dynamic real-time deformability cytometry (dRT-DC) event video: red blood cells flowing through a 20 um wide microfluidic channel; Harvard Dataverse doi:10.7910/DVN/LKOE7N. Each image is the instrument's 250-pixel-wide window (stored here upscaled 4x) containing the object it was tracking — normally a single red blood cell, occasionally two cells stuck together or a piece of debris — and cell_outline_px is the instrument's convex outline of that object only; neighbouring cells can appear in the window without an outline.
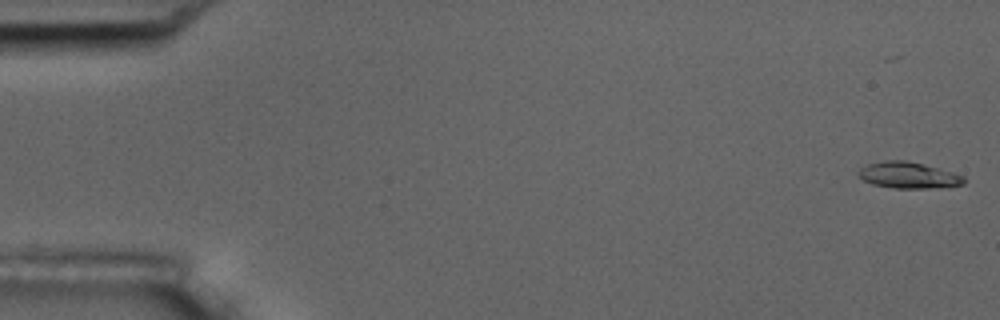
{"species": "common noctule bat (a hibernating species)", "species_latin": "Nyctalus noctula", "temperature_condition": "room temperature", "stored_images_in_passage": 55, "camera_frame_rate_fps": 3000, "um_per_image_px": 0.085, "animal": {"sex": "male", "body_mass_g": 17.5, "forearm_length_mm": 52.3}, "frame": {"image": 1, "passage_image": 1, "time_ms": 0.0, "image_size_px": [1000, 320], "cell_outline_px": [[964, 184], [928, 188], [892, 188], [872, 184], [864, 180], [856, 172], [860, 168], [868, 164], [884, 160], [904, 160], [952, 172], [964, 176]], "centroid_in_image_um": [77.16, 14.89], "position_along_channel_um": 7.8, "area_um2": 15.84}}
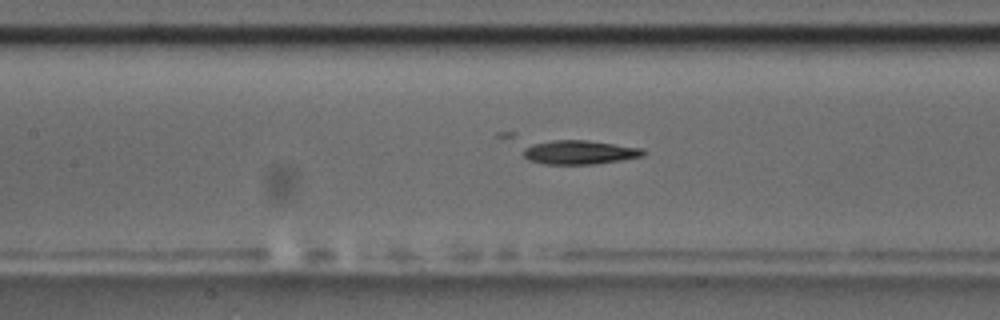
{"frame": {"image": 2, "passage_image": 25, "time_ms": 8.0, "image_size_px": [1000, 320], "cell_outline_px": [[648, 152], [644, 156], [596, 164], [544, 164], [528, 160], [524, 156], [524, 148], [532, 144], [552, 140], [584, 140], [644, 148]], "centroid_in_image_um": [49.29, 12.95], "position_along_channel_um": 158.1, "area_um2": 16.76}}
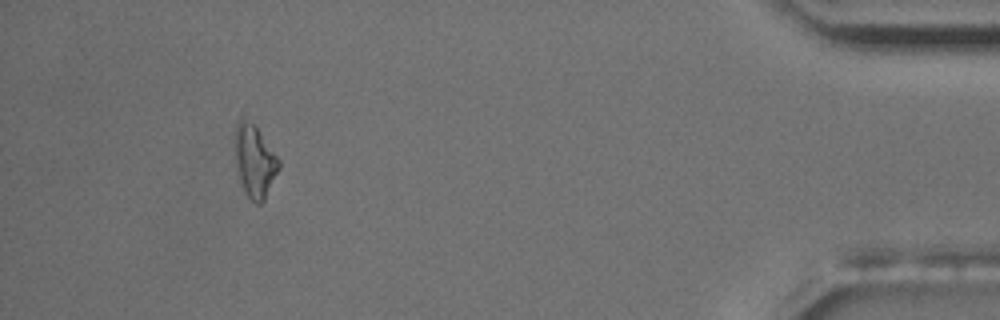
{"frame": {"image": 3, "passage_image": 51, "time_ms": 16.667, "image_size_px": [1000, 320], "cell_outline_px": [[280, 168], [264, 200], [260, 204], [256, 204], [244, 192], [236, 168], [236, 120], [240, 112], [244, 108], [280, 160]], "centroid_in_image_um": [21.63, 13.54], "position_along_channel_um": 413.6, "area_um2": 19.19}}